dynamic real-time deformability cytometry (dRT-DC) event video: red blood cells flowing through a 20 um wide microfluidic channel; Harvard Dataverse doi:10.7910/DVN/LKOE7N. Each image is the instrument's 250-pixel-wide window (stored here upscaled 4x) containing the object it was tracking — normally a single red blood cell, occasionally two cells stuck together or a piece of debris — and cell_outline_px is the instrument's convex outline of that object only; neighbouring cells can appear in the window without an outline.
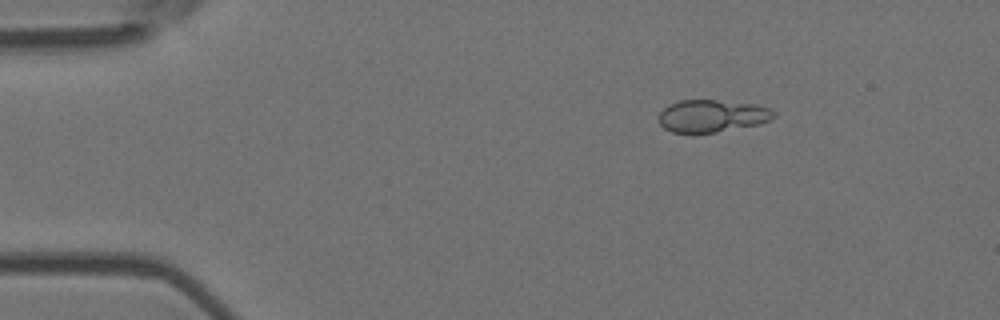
{"species": "Egyptian fruit bat (a non-hibernating species)", "species_latin": "Rousettus aegyptiacus", "temperature_condition": "room temperature", "stored_images_in_passage": 3, "camera_frame_rate_fps": 3000, "um_per_image_px": 0.085, "animal": {"sex": "female"}, "frame": {"image": 1, "passage_image": 1, "time_ms": 0.0, "image_size_px": [1000, 320], "cell_outline_px": [[776, 116], [760, 124], [716, 132], [692, 136], [672, 132], [664, 128], [660, 124], [660, 112], [668, 104], [680, 100], [716, 100], [756, 104], [768, 108], [776, 112]], "centroid_in_image_um": [60.49, 9.88], "position_along_channel_um": 24.5, "area_um2": 22.2}}